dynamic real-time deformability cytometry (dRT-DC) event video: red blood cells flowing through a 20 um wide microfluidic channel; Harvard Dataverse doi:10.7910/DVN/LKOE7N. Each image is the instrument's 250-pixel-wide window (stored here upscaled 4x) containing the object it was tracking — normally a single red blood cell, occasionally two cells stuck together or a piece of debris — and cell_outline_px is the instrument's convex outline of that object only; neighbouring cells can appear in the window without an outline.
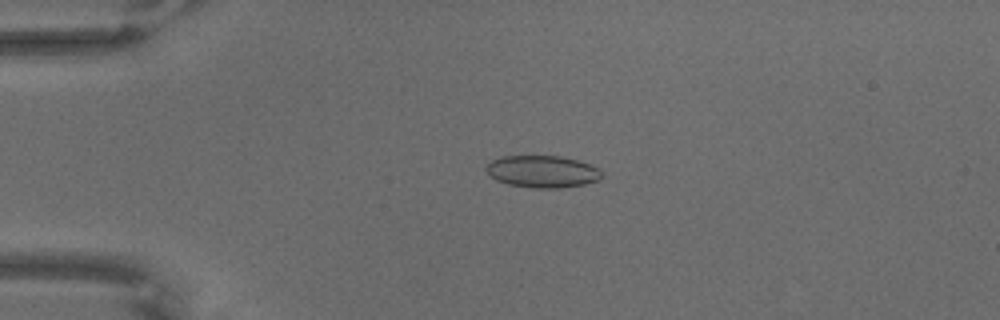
{"species": "common noctule bat (a hibernating species)", "species_latin": "Nyctalus noctula", "temperature_condition": "warm", "stored_images_in_passage": 67, "camera_frame_rate_fps": 3000, "um_per_image_px": 0.085, "animal": {"sex": "male", "body_mass_g": 18.8}, "frame": {"image": 1, "passage_image": 16, "time_ms": 5.0, "image_size_px": [1000, 320], "cell_outline_px": [[604, 176], [600, 180], [584, 184], [560, 188], [532, 188], [508, 184], [496, 180], [488, 176], [484, 168], [492, 160], [500, 156], [560, 156], [580, 160], [600, 168]], "centroid_in_image_um": [46.12, 14.58], "position_along_channel_um": 38.9, "area_um2": 22.02}}
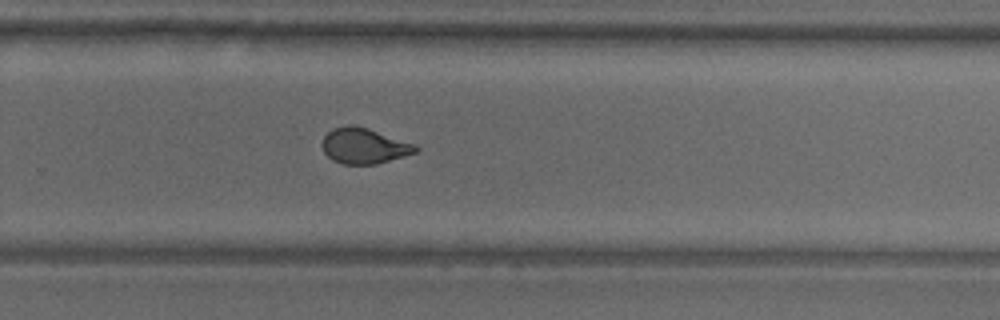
{"frame": {"image": 2, "passage_image": 45, "time_ms": 14.667, "image_size_px": [1000, 320], "cell_outline_px": [[420, 148], [416, 152], [404, 156], [376, 164], [344, 164], [332, 160], [324, 152], [320, 144], [324, 136], [332, 128], [348, 124], [352, 124], [368, 128], [416, 144]], "centroid_in_image_um": [30.93, 12.39], "position_along_channel_um": 298.9, "area_um2": 19.54}}
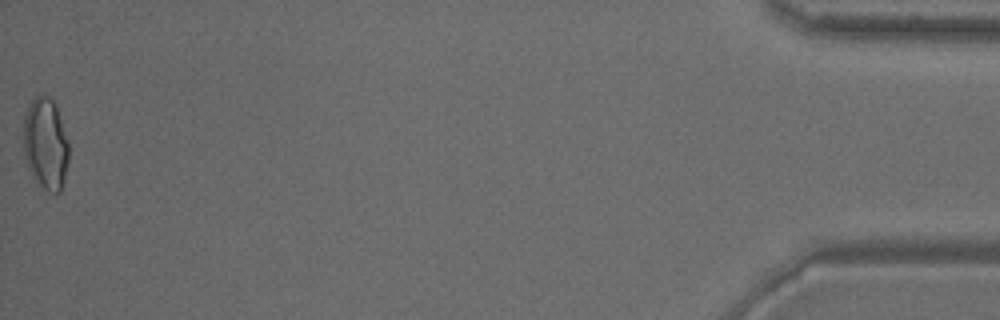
{"frame": {"image": 3, "passage_image": 67, "time_ms": 22.0, "image_size_px": [1000, 320], "cell_outline_px": [[68, 160], [64, 180], [60, 192], [48, 192], [32, 176], [28, 168], [24, 156], [24, 112], [28, 104], [36, 96], [48, 96], [56, 104], [68, 140]], "centroid_in_image_um": [3.87, 12.2], "position_along_channel_um": 431.3, "area_um2": 24.28}}